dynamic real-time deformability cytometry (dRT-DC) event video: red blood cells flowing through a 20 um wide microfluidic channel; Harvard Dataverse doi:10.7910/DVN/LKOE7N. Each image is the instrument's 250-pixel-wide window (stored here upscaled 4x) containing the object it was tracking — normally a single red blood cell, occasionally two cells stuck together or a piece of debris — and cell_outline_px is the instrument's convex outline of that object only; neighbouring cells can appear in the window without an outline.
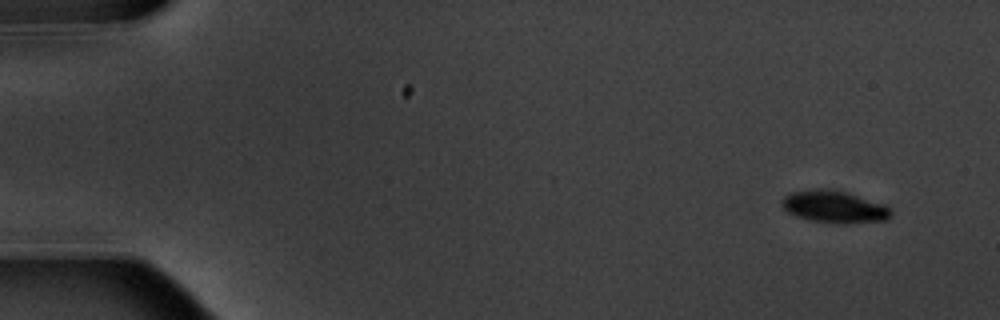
{"species": "common noctule bat (a hibernating species)", "species_latin": "Nyctalus noctula", "temperature_condition": "warm", "stored_images_in_passage": 5, "segment_of_instrument_passage": [1, 2], "camera_frame_rate_fps": 3000, "um_per_image_px": 0.085, "animal": {"sex": "male", "body_mass_g": 20.1, "forearm_length_mm": 53.5}, "frame": {"image": 1, "passage_image": 1, "time_ms": 0.0, "image_size_px": [1000, 320], "cell_outline_px": [[892, 216], [888, 220], [840, 224], [836, 224], [808, 220], [796, 216], [788, 212], [780, 204], [780, 200], [784, 196], [792, 192], [816, 188], [832, 188], [848, 192], [884, 204], [892, 208]], "centroid_in_image_um": [70.93, 17.57], "position_along_channel_um": 14.1, "area_um2": 20.98}}
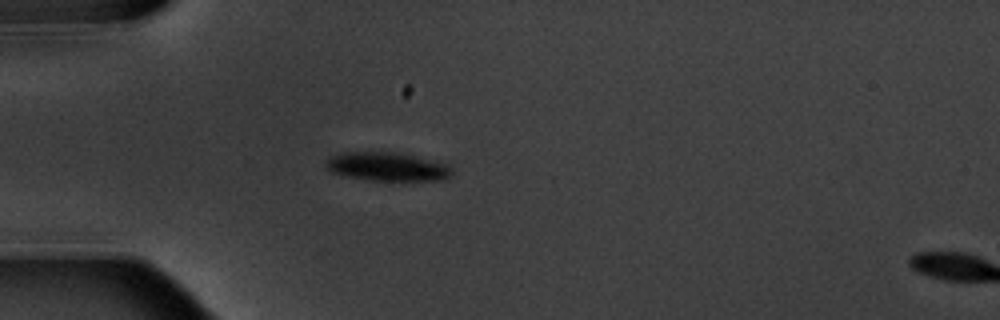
{"frame": {"image": 2, "passage_image": 4, "time_ms": 4.333, "image_size_px": [1000, 320], "cell_outline_px": [[452, 172], [448, 176], [440, 180], [368, 180], [348, 176], [332, 172], [324, 164], [324, 160], [340, 152], [396, 152], [416, 156], [444, 164]], "centroid_in_image_um": [32.82, 14.15], "position_along_channel_um": 52.2, "area_um2": 20.63}}